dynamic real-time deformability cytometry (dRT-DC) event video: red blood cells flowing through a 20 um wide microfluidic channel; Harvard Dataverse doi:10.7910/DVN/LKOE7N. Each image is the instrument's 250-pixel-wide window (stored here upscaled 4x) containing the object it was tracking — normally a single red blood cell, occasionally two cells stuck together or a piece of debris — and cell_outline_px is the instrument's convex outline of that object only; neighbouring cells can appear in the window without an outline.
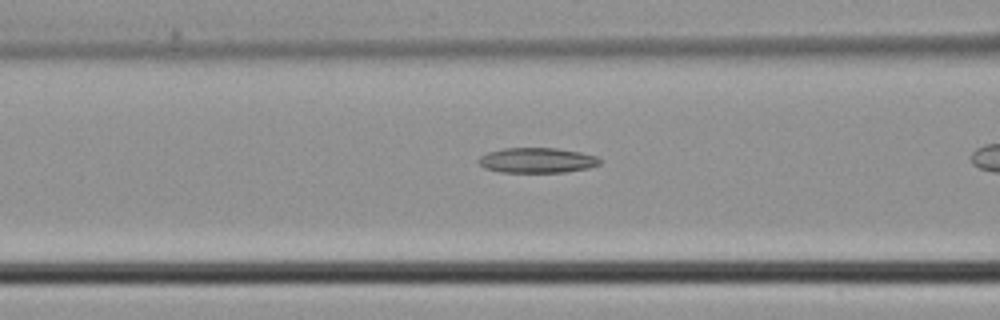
{"species": "common noctule bat (a hibernating species)", "species_latin": "Nyctalus noctula", "temperature_condition": "cold", "stored_images_in_passage": 6, "camera_frame_rate_fps": 3000, "um_per_image_px": 0.085, "animal": {"sex": "male", "body_mass_g": 21.5, "forearm_length_mm": 52.0}, "frame": {"image": 1, "passage_image": 4, "time_ms": 1.0, "image_size_px": [1000, 320], "cell_outline_px": [[600, 164], [588, 168], [564, 172], [500, 172], [484, 168], [476, 160], [480, 156], [488, 152], [504, 148], [556, 148], [580, 152], [596, 156], [600, 160]], "centroid_in_image_um": [45.62, 13.62], "position_along_channel_um": 121.0, "area_um2": 17.74}}
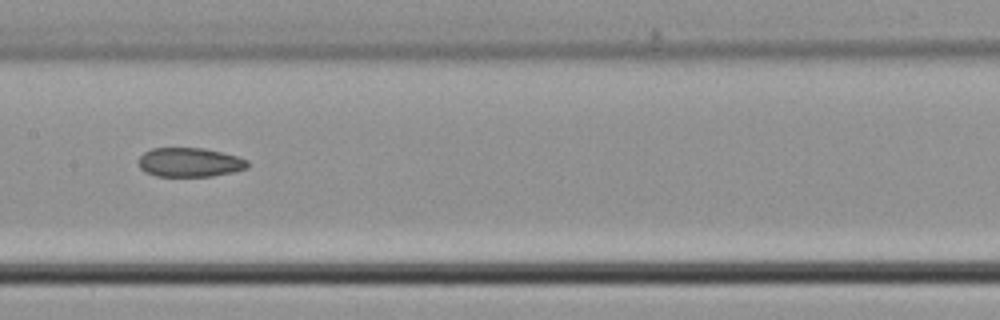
{"frame": {"image": 2, "passage_image": 6, "time_ms": 1.667, "image_size_px": [1000, 320], "cell_outline_px": [[248, 168], [232, 172], [212, 176], [156, 176], [144, 172], [140, 168], [140, 156], [144, 152], [152, 148], [204, 148], [236, 156], [248, 160]], "centroid_in_image_um": [16.12, 13.8], "position_along_channel_um": 191.3, "area_um2": 18.44}}